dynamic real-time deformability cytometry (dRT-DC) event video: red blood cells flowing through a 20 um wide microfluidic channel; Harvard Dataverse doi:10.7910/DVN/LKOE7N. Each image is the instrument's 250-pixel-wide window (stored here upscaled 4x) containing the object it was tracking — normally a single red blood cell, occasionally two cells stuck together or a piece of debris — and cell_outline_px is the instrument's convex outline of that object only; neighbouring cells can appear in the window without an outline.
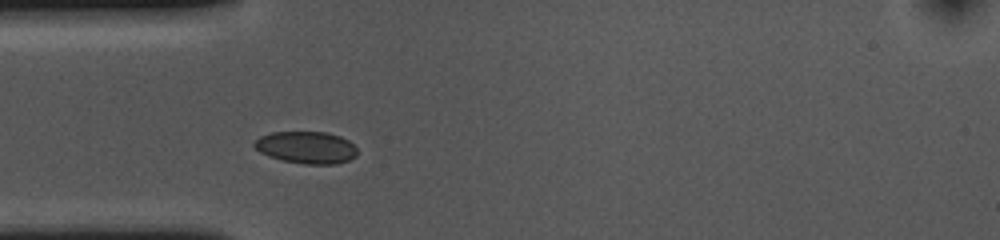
{"species": "common noctule bat (a hibernating species)", "species_latin": "Nyctalus noctula", "temperature_condition": "cold", "stored_images_in_passage": 32, "camera_frame_rate_fps": 3000, "um_per_image_px": 0.085, "animal": {"sex": "female", "body_mass_g": 10.0, "forearm_length_mm": 53.1}, "frame": {"image": 1, "passage_image": 1, "time_ms": 0.0, "image_size_px": [1000, 240], "cell_outline_px": [[356, 156], [348, 160], [336, 164], [304, 164], [284, 160], [268, 156], [260, 152], [252, 144], [260, 136], [272, 132], [328, 132], [340, 136], [348, 140], [356, 148]], "centroid_in_image_um": [26.04, 12.53], "position_along_channel_um": 59.0, "area_um2": 19.19}}
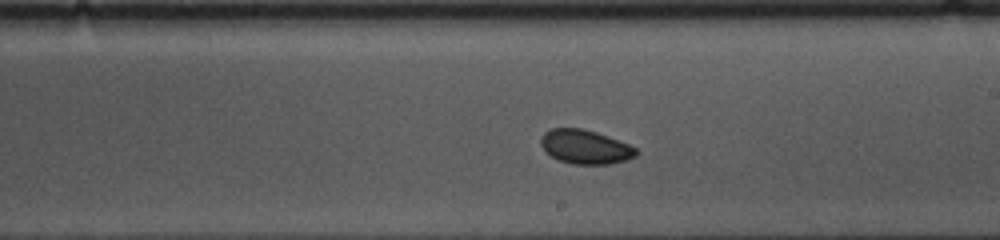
{"frame": {"image": 2, "passage_image": 16, "time_ms": 5.0, "image_size_px": [1000, 240], "cell_outline_px": [[640, 152], [636, 156], [628, 160], [608, 164], [572, 164], [560, 160], [544, 152], [540, 144], [540, 136], [544, 132], [552, 128], [580, 128], [596, 132], [608, 136], [628, 144], [636, 148]], "centroid_in_image_um": [49.74, 12.48], "position_along_channel_um": 239.3, "area_um2": 19.07}}
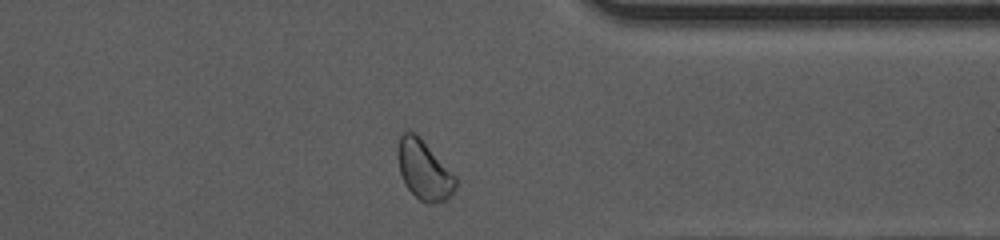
{"frame": {"image": 3, "passage_image": 28, "time_ms": 9.0, "image_size_px": [1000, 240], "cell_outline_px": [[456, 188], [444, 200], [432, 204], [428, 204], [420, 200], [404, 184], [400, 172], [396, 156], [396, 152], [400, 136], [404, 132], [416, 132], [456, 176]], "centroid_in_image_um": [36.01, 14.43], "position_along_channel_um": 375.4, "area_um2": 20.0}, "authors_computed_cell_mechanics": {"area_um2": 19.0451, "velocity_mm_per_s": 3.6181, "shape_relaxation_time_tau1_ms": null, "shape_relaxation_time_tau2_ms": 11.1082, "deformation_change_tau1": null, "deformation_change_tau2": 0.0932}}